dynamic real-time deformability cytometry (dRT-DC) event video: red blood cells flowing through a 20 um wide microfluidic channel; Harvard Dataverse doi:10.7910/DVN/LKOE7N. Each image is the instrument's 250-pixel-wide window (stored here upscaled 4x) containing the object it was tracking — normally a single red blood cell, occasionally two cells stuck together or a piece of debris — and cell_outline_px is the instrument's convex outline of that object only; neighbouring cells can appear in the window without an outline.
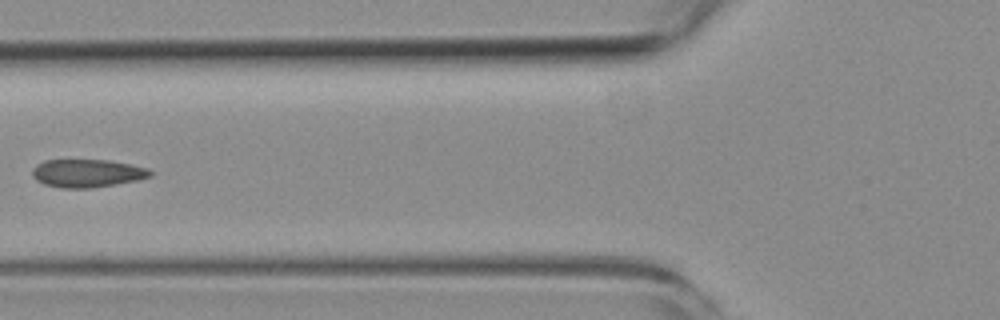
{"species": "common noctule bat (a hibernating species)", "species_latin": "Nyctalus noctula", "temperature_condition": "room temperature", "stored_images_in_passage": 5, "camera_frame_rate_fps": 3000, "um_per_image_px": 0.085, "animal": {"sex": "female", "body_mass_g": 19.3, "forearm_length_mm": 54.1}, "frame": {"image": 1, "passage_image": 5, "time_ms": 4.667, "image_size_px": [1000, 320], "cell_outline_px": [[152, 176], [140, 180], [92, 188], [60, 188], [44, 184], [36, 180], [32, 176], [32, 168], [36, 164], [44, 160], [108, 160], [132, 164], [148, 168], [152, 172]], "centroid_in_image_um": [7.42, 14.73], "position_along_channel_um": 118.4, "area_um2": 19.54}}